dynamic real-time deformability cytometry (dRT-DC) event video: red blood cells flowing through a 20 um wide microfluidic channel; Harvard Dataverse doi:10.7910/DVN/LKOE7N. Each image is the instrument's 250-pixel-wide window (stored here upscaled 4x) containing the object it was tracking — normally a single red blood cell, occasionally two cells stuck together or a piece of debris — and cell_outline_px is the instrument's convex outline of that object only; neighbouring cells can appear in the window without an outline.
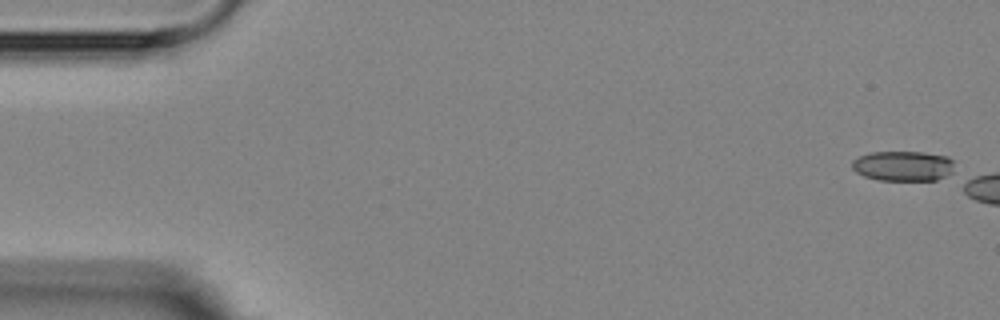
{"species": "Egyptian fruit bat (a non-hibernating species)", "species_latin": "Rousettus aegyptiacus", "temperature_condition": "room temperature", "stored_images_in_passage": 3, "camera_frame_rate_fps": 3000, "um_per_image_px": 0.085, "animal": {"sex": "female"}, "frame": {"image": 1, "passage_image": 1, "time_ms": 0.0, "image_size_px": [1000, 320], "cell_outline_px": [[952, 172], [936, 180], [880, 180], [864, 176], [856, 172], [852, 168], [852, 160], [860, 156], [872, 152], [924, 152], [948, 156], [952, 160]], "centroid_in_image_um": [76.75, 14.1], "position_along_channel_um": 8.3, "area_um2": 17.86}}